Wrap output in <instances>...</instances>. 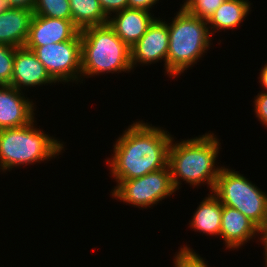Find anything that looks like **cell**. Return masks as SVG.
<instances>
[{
	"mask_svg": "<svg viewBox=\"0 0 267 267\" xmlns=\"http://www.w3.org/2000/svg\"><path fill=\"white\" fill-rule=\"evenodd\" d=\"M167 132L142 120L128 126L113 145V156L106 161L115 181L139 178L167 167L173 138Z\"/></svg>",
	"mask_w": 267,
	"mask_h": 267,
	"instance_id": "1",
	"label": "cell"
},
{
	"mask_svg": "<svg viewBox=\"0 0 267 267\" xmlns=\"http://www.w3.org/2000/svg\"><path fill=\"white\" fill-rule=\"evenodd\" d=\"M172 138L168 153V167L173 185L179 190L181 180L200 186L206 183L213 190L223 166H215L219 154L220 140L214 133H205L188 140L175 142Z\"/></svg>",
	"mask_w": 267,
	"mask_h": 267,
	"instance_id": "2",
	"label": "cell"
},
{
	"mask_svg": "<svg viewBox=\"0 0 267 267\" xmlns=\"http://www.w3.org/2000/svg\"><path fill=\"white\" fill-rule=\"evenodd\" d=\"M81 76L122 73L133 70L130 48L107 23L80 31Z\"/></svg>",
	"mask_w": 267,
	"mask_h": 267,
	"instance_id": "3",
	"label": "cell"
},
{
	"mask_svg": "<svg viewBox=\"0 0 267 267\" xmlns=\"http://www.w3.org/2000/svg\"><path fill=\"white\" fill-rule=\"evenodd\" d=\"M180 8L168 23L166 73L172 78L195 65L210 49L212 39L206 20L189 14L182 6Z\"/></svg>",
	"mask_w": 267,
	"mask_h": 267,
	"instance_id": "4",
	"label": "cell"
},
{
	"mask_svg": "<svg viewBox=\"0 0 267 267\" xmlns=\"http://www.w3.org/2000/svg\"><path fill=\"white\" fill-rule=\"evenodd\" d=\"M34 121L18 128L0 129V169L3 172L20 165L49 161L64 150V142L49 137L34 126Z\"/></svg>",
	"mask_w": 267,
	"mask_h": 267,
	"instance_id": "5",
	"label": "cell"
},
{
	"mask_svg": "<svg viewBox=\"0 0 267 267\" xmlns=\"http://www.w3.org/2000/svg\"><path fill=\"white\" fill-rule=\"evenodd\" d=\"M212 193L222 205L234 208L254 222L261 230L267 223V194L243 176L223 167Z\"/></svg>",
	"mask_w": 267,
	"mask_h": 267,
	"instance_id": "6",
	"label": "cell"
},
{
	"mask_svg": "<svg viewBox=\"0 0 267 267\" xmlns=\"http://www.w3.org/2000/svg\"><path fill=\"white\" fill-rule=\"evenodd\" d=\"M113 189L111 193L116 200L145 209L176 192L168 166L139 178L121 180Z\"/></svg>",
	"mask_w": 267,
	"mask_h": 267,
	"instance_id": "7",
	"label": "cell"
},
{
	"mask_svg": "<svg viewBox=\"0 0 267 267\" xmlns=\"http://www.w3.org/2000/svg\"><path fill=\"white\" fill-rule=\"evenodd\" d=\"M25 48L36 54L55 83L83 81L81 77L80 32L72 40Z\"/></svg>",
	"mask_w": 267,
	"mask_h": 267,
	"instance_id": "8",
	"label": "cell"
},
{
	"mask_svg": "<svg viewBox=\"0 0 267 267\" xmlns=\"http://www.w3.org/2000/svg\"><path fill=\"white\" fill-rule=\"evenodd\" d=\"M168 48V23L156 18L140 40L130 48L132 68L138 64L147 66L163 60L166 74Z\"/></svg>",
	"mask_w": 267,
	"mask_h": 267,
	"instance_id": "9",
	"label": "cell"
},
{
	"mask_svg": "<svg viewBox=\"0 0 267 267\" xmlns=\"http://www.w3.org/2000/svg\"><path fill=\"white\" fill-rule=\"evenodd\" d=\"M80 30L72 20L34 15L24 47H39L72 40Z\"/></svg>",
	"mask_w": 267,
	"mask_h": 267,
	"instance_id": "10",
	"label": "cell"
},
{
	"mask_svg": "<svg viewBox=\"0 0 267 267\" xmlns=\"http://www.w3.org/2000/svg\"><path fill=\"white\" fill-rule=\"evenodd\" d=\"M34 104L22 91L10 85H0V129L31 123L35 119Z\"/></svg>",
	"mask_w": 267,
	"mask_h": 267,
	"instance_id": "11",
	"label": "cell"
},
{
	"mask_svg": "<svg viewBox=\"0 0 267 267\" xmlns=\"http://www.w3.org/2000/svg\"><path fill=\"white\" fill-rule=\"evenodd\" d=\"M55 83L36 54L25 47L15 48L13 75L10 86L22 91L25 87L50 86Z\"/></svg>",
	"mask_w": 267,
	"mask_h": 267,
	"instance_id": "12",
	"label": "cell"
},
{
	"mask_svg": "<svg viewBox=\"0 0 267 267\" xmlns=\"http://www.w3.org/2000/svg\"><path fill=\"white\" fill-rule=\"evenodd\" d=\"M256 235L260 236L258 239L261 242V229L254 222L240 211L225 205L222 206L220 237L223 239L226 249L241 248L247 241L256 238Z\"/></svg>",
	"mask_w": 267,
	"mask_h": 267,
	"instance_id": "13",
	"label": "cell"
},
{
	"mask_svg": "<svg viewBox=\"0 0 267 267\" xmlns=\"http://www.w3.org/2000/svg\"><path fill=\"white\" fill-rule=\"evenodd\" d=\"M114 14L111 15L113 18L109 17L108 24L129 48L140 40L156 19L151 12L142 9L126 8Z\"/></svg>",
	"mask_w": 267,
	"mask_h": 267,
	"instance_id": "14",
	"label": "cell"
},
{
	"mask_svg": "<svg viewBox=\"0 0 267 267\" xmlns=\"http://www.w3.org/2000/svg\"><path fill=\"white\" fill-rule=\"evenodd\" d=\"M33 11L12 8L0 14V44L24 47Z\"/></svg>",
	"mask_w": 267,
	"mask_h": 267,
	"instance_id": "15",
	"label": "cell"
},
{
	"mask_svg": "<svg viewBox=\"0 0 267 267\" xmlns=\"http://www.w3.org/2000/svg\"><path fill=\"white\" fill-rule=\"evenodd\" d=\"M222 206L220 200L211 192L200 202L193 214V218L189 221L190 227L195 232L199 231L207 234V236H220Z\"/></svg>",
	"mask_w": 267,
	"mask_h": 267,
	"instance_id": "16",
	"label": "cell"
},
{
	"mask_svg": "<svg viewBox=\"0 0 267 267\" xmlns=\"http://www.w3.org/2000/svg\"><path fill=\"white\" fill-rule=\"evenodd\" d=\"M251 4L248 0H225L207 21L211 34L236 29L251 12Z\"/></svg>",
	"mask_w": 267,
	"mask_h": 267,
	"instance_id": "17",
	"label": "cell"
},
{
	"mask_svg": "<svg viewBox=\"0 0 267 267\" xmlns=\"http://www.w3.org/2000/svg\"><path fill=\"white\" fill-rule=\"evenodd\" d=\"M69 3L71 20L80 31L108 23L109 17L101 8L99 0H69Z\"/></svg>",
	"mask_w": 267,
	"mask_h": 267,
	"instance_id": "18",
	"label": "cell"
},
{
	"mask_svg": "<svg viewBox=\"0 0 267 267\" xmlns=\"http://www.w3.org/2000/svg\"><path fill=\"white\" fill-rule=\"evenodd\" d=\"M33 14L71 20L69 0H35Z\"/></svg>",
	"mask_w": 267,
	"mask_h": 267,
	"instance_id": "19",
	"label": "cell"
},
{
	"mask_svg": "<svg viewBox=\"0 0 267 267\" xmlns=\"http://www.w3.org/2000/svg\"><path fill=\"white\" fill-rule=\"evenodd\" d=\"M182 7L191 15L208 21L225 0H185Z\"/></svg>",
	"mask_w": 267,
	"mask_h": 267,
	"instance_id": "20",
	"label": "cell"
},
{
	"mask_svg": "<svg viewBox=\"0 0 267 267\" xmlns=\"http://www.w3.org/2000/svg\"><path fill=\"white\" fill-rule=\"evenodd\" d=\"M15 47L0 44V85H10L13 75Z\"/></svg>",
	"mask_w": 267,
	"mask_h": 267,
	"instance_id": "21",
	"label": "cell"
},
{
	"mask_svg": "<svg viewBox=\"0 0 267 267\" xmlns=\"http://www.w3.org/2000/svg\"><path fill=\"white\" fill-rule=\"evenodd\" d=\"M199 254L187 245L182 246L174 256V267H209Z\"/></svg>",
	"mask_w": 267,
	"mask_h": 267,
	"instance_id": "22",
	"label": "cell"
},
{
	"mask_svg": "<svg viewBox=\"0 0 267 267\" xmlns=\"http://www.w3.org/2000/svg\"><path fill=\"white\" fill-rule=\"evenodd\" d=\"M254 111L258 120L267 127V92L258 93L254 99Z\"/></svg>",
	"mask_w": 267,
	"mask_h": 267,
	"instance_id": "23",
	"label": "cell"
},
{
	"mask_svg": "<svg viewBox=\"0 0 267 267\" xmlns=\"http://www.w3.org/2000/svg\"><path fill=\"white\" fill-rule=\"evenodd\" d=\"M104 13L111 17L112 13L128 8V0H99Z\"/></svg>",
	"mask_w": 267,
	"mask_h": 267,
	"instance_id": "24",
	"label": "cell"
},
{
	"mask_svg": "<svg viewBox=\"0 0 267 267\" xmlns=\"http://www.w3.org/2000/svg\"><path fill=\"white\" fill-rule=\"evenodd\" d=\"M159 0H128V8L130 9H142L151 11L150 8L154 7Z\"/></svg>",
	"mask_w": 267,
	"mask_h": 267,
	"instance_id": "25",
	"label": "cell"
},
{
	"mask_svg": "<svg viewBox=\"0 0 267 267\" xmlns=\"http://www.w3.org/2000/svg\"><path fill=\"white\" fill-rule=\"evenodd\" d=\"M13 8L33 11L35 0H8Z\"/></svg>",
	"mask_w": 267,
	"mask_h": 267,
	"instance_id": "26",
	"label": "cell"
},
{
	"mask_svg": "<svg viewBox=\"0 0 267 267\" xmlns=\"http://www.w3.org/2000/svg\"><path fill=\"white\" fill-rule=\"evenodd\" d=\"M261 242L263 244L264 248V259H265V267H267V223L265 227L261 230Z\"/></svg>",
	"mask_w": 267,
	"mask_h": 267,
	"instance_id": "27",
	"label": "cell"
},
{
	"mask_svg": "<svg viewBox=\"0 0 267 267\" xmlns=\"http://www.w3.org/2000/svg\"><path fill=\"white\" fill-rule=\"evenodd\" d=\"M259 83L261 86H263V89H265L267 92V62L266 64L264 65V67L261 68V72L259 74Z\"/></svg>",
	"mask_w": 267,
	"mask_h": 267,
	"instance_id": "28",
	"label": "cell"
},
{
	"mask_svg": "<svg viewBox=\"0 0 267 267\" xmlns=\"http://www.w3.org/2000/svg\"><path fill=\"white\" fill-rule=\"evenodd\" d=\"M12 8L8 0H0V14Z\"/></svg>",
	"mask_w": 267,
	"mask_h": 267,
	"instance_id": "29",
	"label": "cell"
}]
</instances>
